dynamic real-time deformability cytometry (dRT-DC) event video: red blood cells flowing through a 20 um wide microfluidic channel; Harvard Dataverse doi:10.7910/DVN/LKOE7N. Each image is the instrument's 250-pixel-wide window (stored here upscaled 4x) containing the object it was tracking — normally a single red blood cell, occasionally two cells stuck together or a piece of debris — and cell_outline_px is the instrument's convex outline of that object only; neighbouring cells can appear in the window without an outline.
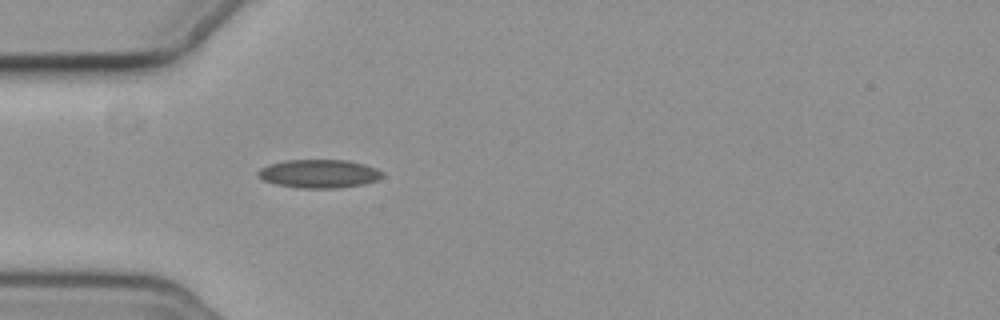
{"species": "common noctule bat (a hibernating species)", "species_latin": "Nyctalus noctula", "temperature_condition": "cold", "stored_images_in_passage": 1, "camera_frame_rate_fps": 3000, "um_per_image_px": 0.085, "animal": {"sex": "female", "body_mass_g": 19.3, "forearm_length_mm": 54.1}, "frame": {"image": 1, "passage_image": 1, "time_ms": 0.0, "image_size_px": [1000, 320], "cell_outline_px": [[384, 176], [376, 180], [364, 184], [336, 188], [300, 188], [276, 184], [264, 180], [256, 176], [256, 172], [260, 168], [268, 164], [284, 160], [348, 160], [364, 164], [376, 168], [384, 172]], "centroid_in_image_um": [27.1, 14.76], "position_along_channel_um": 57.9, "area_um2": 20.75}}